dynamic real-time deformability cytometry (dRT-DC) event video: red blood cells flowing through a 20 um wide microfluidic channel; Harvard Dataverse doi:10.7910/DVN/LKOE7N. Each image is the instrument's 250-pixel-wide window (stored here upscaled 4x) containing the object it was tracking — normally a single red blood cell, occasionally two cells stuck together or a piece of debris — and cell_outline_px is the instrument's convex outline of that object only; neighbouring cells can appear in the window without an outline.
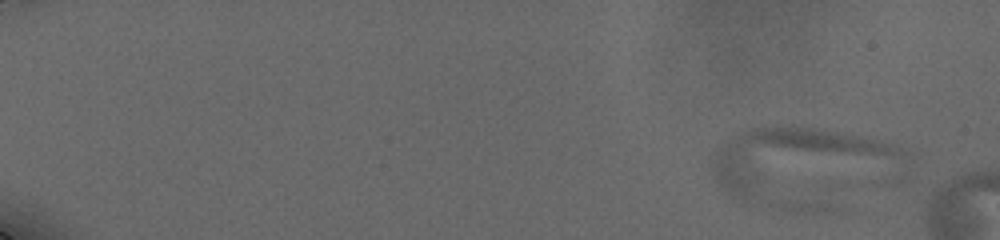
{"species": "human", "species_latin": "Homo sapiens", "temperature_condition": "cold", "stored_images_in_passage": 5, "camera_frame_rate_fps": 3000, "um_per_image_px": 0.085, "donor": {"sex": "male"}, "frame": {"image": 1, "passage_image": 4, "time_ms": 1.0, "image_size_px": [1000, 240], "cell_outline_px": [[912, 152], [908, 156], [900, 160], [744, 204], [728, 192], [720, 184], [712, 172], [712, 160], [716, 152], [732, 136], [752, 128], [792, 124], [796, 124], [840, 132], [880, 140], [892, 144]], "centroid_in_image_um": [67.52, 13.54], "position_along_channel_um": 17.5, "area_um2": 68.84}}